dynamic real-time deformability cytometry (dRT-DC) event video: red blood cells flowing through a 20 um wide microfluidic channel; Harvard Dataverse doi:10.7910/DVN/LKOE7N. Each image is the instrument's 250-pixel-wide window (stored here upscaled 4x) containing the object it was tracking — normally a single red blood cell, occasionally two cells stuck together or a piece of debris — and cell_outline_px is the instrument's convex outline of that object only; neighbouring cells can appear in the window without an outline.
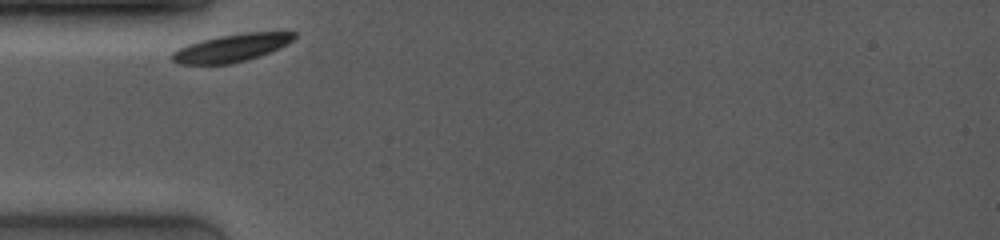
{"species": "common noctule bat (a hibernating species)", "species_latin": "Nyctalus noctula", "temperature_condition": "room temperature", "stored_images_in_passage": 13, "camera_frame_rate_fps": 4000, "um_per_image_px": 0.085, "animal": {"sex": "female", "body_mass_g": 19.0, "forearm_length_mm": 53.3}, "frame": {"image": 1, "passage_image": 1, "time_ms": 0.0, "image_size_px": [1000, 240], "cell_outline_px": [[296, 36], [292, 40], [280, 48], [232, 64], [180, 64], [172, 60], [172, 52], [188, 44], [200, 40], [216, 36], [244, 32], [296, 32]], "centroid_in_image_um": [19.65, 4.06], "position_along_channel_um": 65.3, "area_um2": 19.48}}
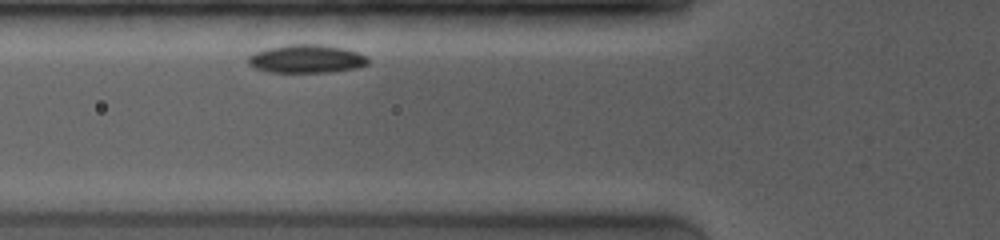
{"frame": {"image": 2, "passage_image": 4, "time_ms": 1.0, "image_size_px": [1000, 240], "cell_outline_px": [[368, 64], [356, 68], [332, 72], [268, 72], [256, 68], [248, 64], [248, 56], [256, 52], [268, 48], [288, 44], [320, 44], [344, 48], [368, 56]], "centroid_in_image_um": [26.06, 5.0], "position_along_channel_um": 99.7, "area_um2": 19.77}}
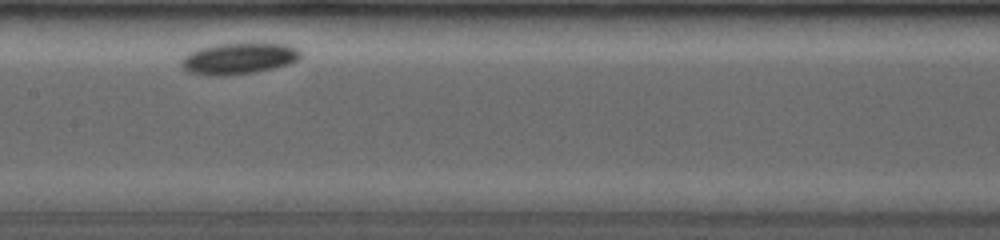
{"frame": {"image": 3, "passage_image": 10, "time_ms": 3.5, "image_size_px": [1000, 240], "cell_outline_px": [[300, 56], [296, 60], [288, 64], [272, 68], [252, 72], [224, 76], [208, 76], [188, 72], [180, 64], [180, 60], [184, 56], [200, 48], [220, 44], [284, 44], [300, 48]], "centroid_in_image_um": [20.26, 4.99], "position_along_channel_um": 187.1, "area_um2": 21.39}}